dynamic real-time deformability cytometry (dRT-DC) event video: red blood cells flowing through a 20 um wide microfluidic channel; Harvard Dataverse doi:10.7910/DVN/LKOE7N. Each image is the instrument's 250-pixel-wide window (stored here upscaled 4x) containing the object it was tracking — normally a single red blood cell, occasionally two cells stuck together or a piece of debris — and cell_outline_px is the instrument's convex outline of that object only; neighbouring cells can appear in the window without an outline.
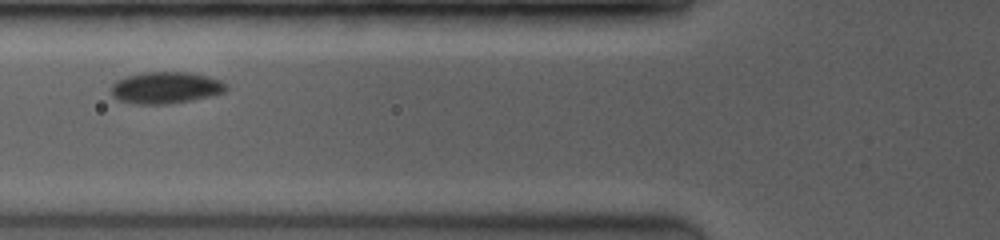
{"species": "common noctule bat (a hibernating species)", "species_latin": "Nyctalus noctula", "temperature_condition": "room temperature", "stored_images_in_passage": 4, "camera_frame_rate_fps": 3500, "um_per_image_px": 0.085, "animal": {"sex": "female", "body_mass_g": 19.0, "forearm_length_mm": 53.3}, "frame": {"image": 1, "passage_image": 3, "time_ms": 2.571, "image_size_px": [1000, 240], "cell_outline_px": [[228, 88], [224, 92], [212, 96], [192, 100], [168, 104], [136, 104], [120, 100], [112, 96], [112, 84], [116, 80], [128, 76], [144, 72], [192, 72], [208, 76], [220, 80]], "centroid_in_image_um": [14.1, 7.45], "position_along_channel_um": 111.7, "area_um2": 21.27}}
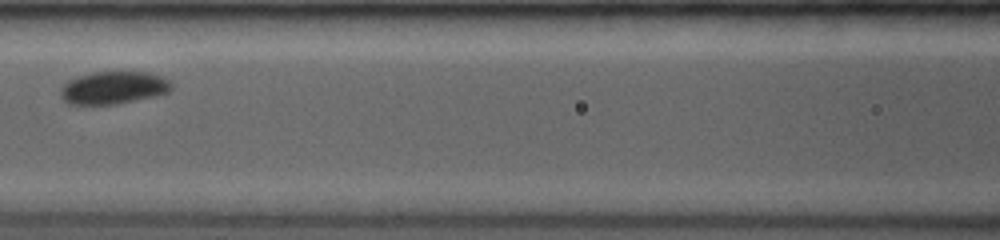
{"frame": {"image": 2, "passage_image": 4, "time_ms": 3.714, "image_size_px": [1000, 240], "cell_outline_px": [[172, 88], [168, 92], [156, 96], [116, 104], [68, 104], [60, 96], [60, 88], [68, 80], [76, 76], [92, 72], [148, 72], [160, 76], [168, 80], [172, 84]], "centroid_in_image_um": [9.62, 7.45], "position_along_channel_um": 157.0, "area_um2": 21.15}}